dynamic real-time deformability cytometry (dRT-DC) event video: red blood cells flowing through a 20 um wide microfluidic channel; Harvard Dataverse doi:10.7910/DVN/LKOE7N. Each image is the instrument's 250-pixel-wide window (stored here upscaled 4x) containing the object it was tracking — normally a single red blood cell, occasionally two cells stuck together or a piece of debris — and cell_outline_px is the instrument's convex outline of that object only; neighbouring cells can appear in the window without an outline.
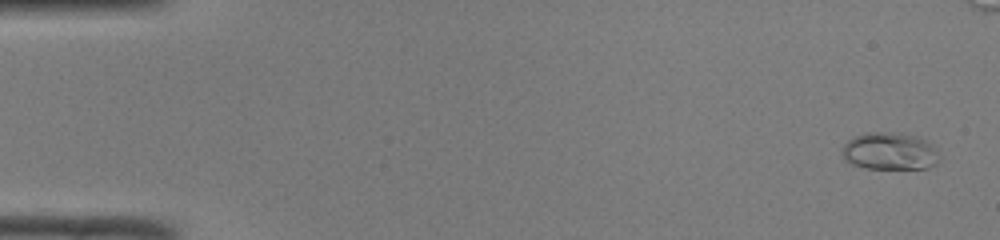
{"species": "common noctule bat (a hibernating species)", "species_latin": "Nyctalus noctula", "temperature_condition": "room temperature", "stored_images_in_passage": 51, "camera_frame_rate_fps": 3000, "um_per_image_px": 0.085, "animal": {"sex": "male", "body_mass_g": 19.0, "forearm_length_mm": 50.8}, "frame": {"image": 1, "passage_image": 2, "time_ms": 0.333, "image_size_px": [1000, 240], "cell_outline_px": [[940, 160], [936, 164], [928, 168], [864, 168], [852, 164], [844, 160], [840, 152], [840, 148], [848, 140], [864, 132], [900, 132], [920, 136], [928, 140], [936, 148]], "centroid_in_image_um": [75.63, 12.83], "position_along_channel_um": 9.4, "area_um2": 21.73}}
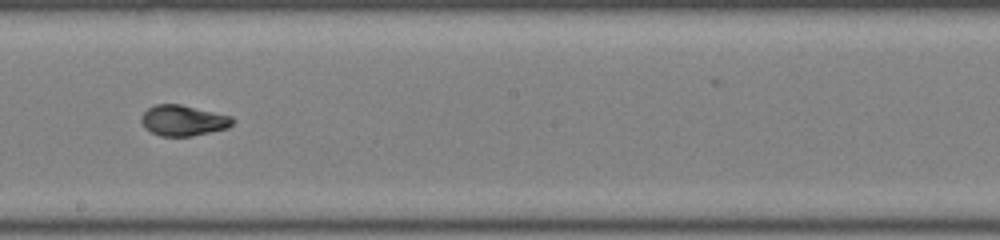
{"frame": {"image": 2, "passage_image": 29, "time_ms": 9.333, "image_size_px": [1000, 240], "cell_outline_px": [[236, 120], [228, 128], [192, 136], [160, 136], [144, 128], [140, 120], [140, 116], [148, 108], [156, 104], [180, 104], [232, 116]], "centroid_in_image_um": [15.57, 10.24], "position_along_channel_um": 232.6, "area_um2": 16.42}}
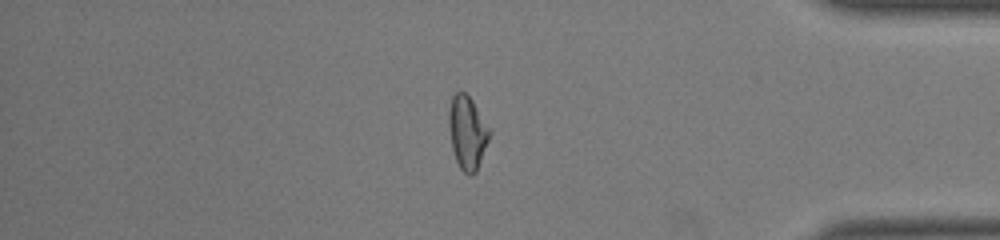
{"frame": {"image": 3, "passage_image": 43, "time_ms": 14.0, "image_size_px": [1000, 240], "cell_outline_px": [[492, 132], [476, 172], [472, 176], [468, 176], [460, 168], [456, 160], [452, 148], [448, 128], [448, 112], [452, 96], [456, 92], [464, 92], [472, 100], [492, 128]], "centroid_in_image_um": [39.74, 11.26], "position_along_channel_um": 395.5, "area_um2": 17.74}, "authors_computed_cell_mechanics": {"area_um2": 16.9354, "velocity_mm_per_s": 4.0589, "shape_relaxation_time_tau1_ms": 8.556, "shape_relaxation_time_tau2_ms": 0.9433, "deformation_change_tau1": 0.238, "deformation_change_tau2": 0.0467}}